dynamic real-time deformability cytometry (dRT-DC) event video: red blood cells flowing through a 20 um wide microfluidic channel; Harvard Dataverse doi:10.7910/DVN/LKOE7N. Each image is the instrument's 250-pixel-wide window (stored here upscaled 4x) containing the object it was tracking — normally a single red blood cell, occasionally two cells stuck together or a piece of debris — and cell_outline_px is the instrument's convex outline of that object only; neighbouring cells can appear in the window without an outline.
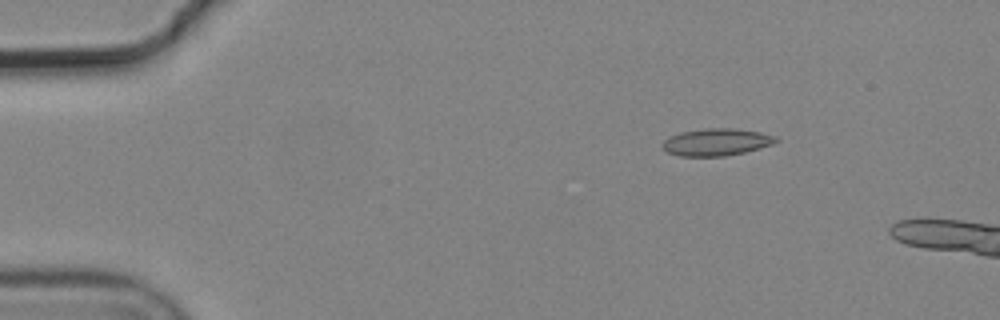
{"species": "common noctule bat (a hibernating species)", "species_latin": "Nyctalus noctula", "temperature_condition": "cold", "stored_images_in_passage": 5, "camera_frame_rate_fps": 3000, "um_per_image_px": 0.085, "animal": {"sex": "male", "body_mass_g": 19.2, "forearm_length_mm": 51.8}, "frame": {"image": 1, "passage_image": 3, "time_ms": 0.667, "image_size_px": [1000, 320], "cell_outline_px": [[780, 140], [772, 144], [744, 152], [724, 156], [680, 156], [668, 152], [660, 144], [664, 140], [680, 132], [704, 128], [732, 128], [760, 132], [776, 136]], "centroid_in_image_um": [60.89, 12.07], "position_along_channel_um": 24.1, "area_um2": 17.86}}